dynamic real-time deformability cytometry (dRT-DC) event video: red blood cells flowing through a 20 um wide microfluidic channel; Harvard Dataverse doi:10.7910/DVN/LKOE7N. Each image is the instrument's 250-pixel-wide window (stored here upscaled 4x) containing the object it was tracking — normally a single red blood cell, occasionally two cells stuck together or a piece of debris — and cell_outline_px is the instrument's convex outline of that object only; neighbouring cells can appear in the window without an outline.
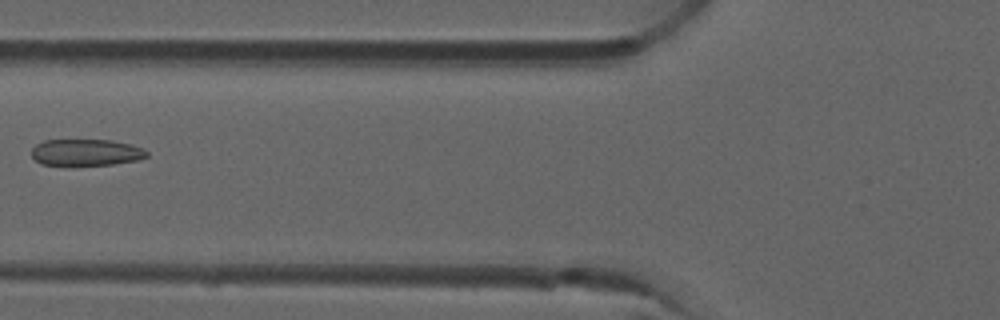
{"species": "common noctule bat (a hibernating species)", "species_latin": "Nyctalus noctula", "temperature_condition": "room temperature", "stored_images_in_passage": 7, "camera_frame_rate_fps": 3000, "um_per_image_px": 0.085, "animal": {"sex": "male", "forearm_length_mm": 52.5}, "frame": {"image": 1, "passage_image": 6, "time_ms": 1.667, "image_size_px": [1000, 320], "cell_outline_px": [[148, 156], [136, 160], [112, 164], [68, 168], [64, 168], [40, 164], [32, 156], [32, 148], [36, 144], [44, 140], [112, 140], [132, 144], [144, 148], [148, 152]], "centroid_in_image_um": [7.27, 13.0], "position_along_channel_um": 118.5, "area_um2": 18.73}}
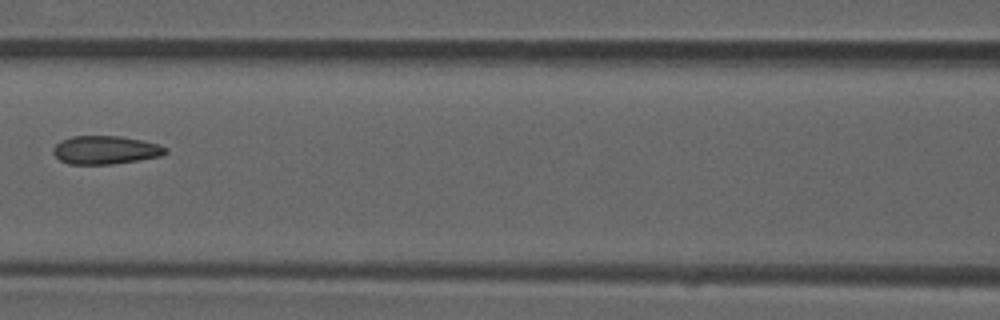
{"frame": {"image": 2, "passage_image": 7, "time_ms": 2.0, "image_size_px": [1000, 320], "cell_outline_px": [[168, 152], [160, 156], [112, 164], [68, 164], [60, 160], [52, 152], [52, 148], [60, 140], [72, 136], [120, 136], [160, 144], [168, 148]], "centroid_in_image_um": [8.95, 12.74], "position_along_channel_um": 157.7, "area_um2": 18.55}}